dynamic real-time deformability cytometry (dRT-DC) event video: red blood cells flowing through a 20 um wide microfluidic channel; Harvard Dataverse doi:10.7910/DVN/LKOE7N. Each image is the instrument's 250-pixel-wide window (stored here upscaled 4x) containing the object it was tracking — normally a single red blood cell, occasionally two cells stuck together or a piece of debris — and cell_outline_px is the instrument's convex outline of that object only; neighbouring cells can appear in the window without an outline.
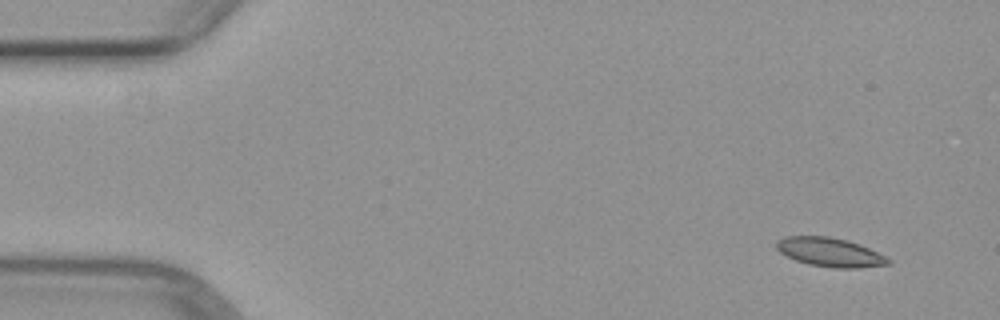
{"species": "common noctule bat (a hibernating species)", "species_latin": "Nyctalus noctula", "temperature_condition": "warm", "stored_images_in_passage": 4, "camera_frame_rate_fps": 3000, "um_per_image_px": 0.085, "animal": {"sex": "female", "body_mass_g": 29.2, "forearm_length_mm": 56.3}, "frame": {"image": 1, "passage_image": 1, "time_ms": 0.0, "image_size_px": [1000, 320], "cell_outline_px": [[892, 264], [860, 268], [832, 268], [808, 264], [796, 260], [780, 252], [776, 248], [776, 240], [784, 236], [828, 236], [848, 240], [860, 244], [892, 260]], "centroid_in_image_um": [70.55, 21.44], "position_along_channel_um": 14.5, "area_um2": 18.96}}
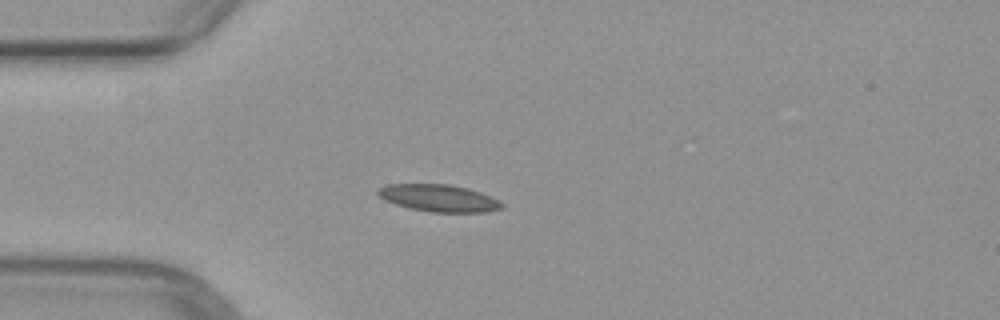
{"frame": {"image": 2, "passage_image": 4, "time_ms": 3.333, "image_size_px": [1000, 320], "cell_outline_px": [[504, 208], [488, 212], [432, 212], [408, 208], [384, 200], [376, 192], [376, 188], [388, 184], [448, 184], [468, 188], [480, 192], [500, 200], [504, 204]], "centroid_in_image_um": [37.31, 16.84], "position_along_channel_um": 47.7, "area_um2": 19.77}}